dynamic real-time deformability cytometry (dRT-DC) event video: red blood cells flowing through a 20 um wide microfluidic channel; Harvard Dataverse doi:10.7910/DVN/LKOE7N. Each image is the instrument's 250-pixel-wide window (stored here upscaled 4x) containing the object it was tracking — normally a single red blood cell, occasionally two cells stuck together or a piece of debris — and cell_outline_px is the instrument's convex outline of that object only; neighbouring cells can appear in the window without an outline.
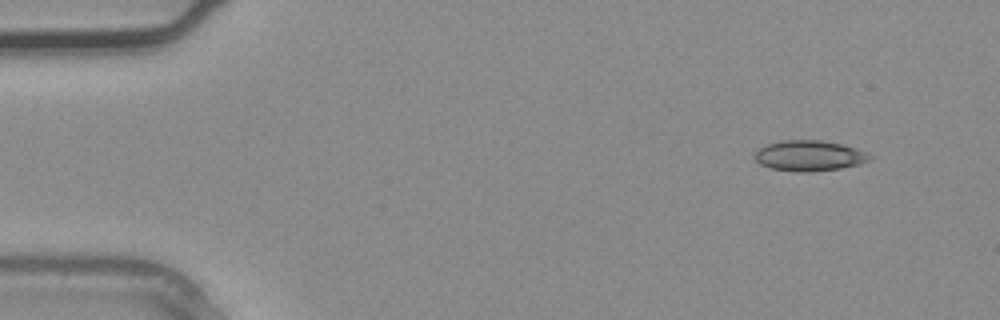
{"species": "common noctule bat (a hibernating species)", "species_latin": "Nyctalus noctula", "temperature_condition": "warm", "stored_images_in_passage": 3, "camera_frame_rate_fps": 3000, "um_per_image_px": 0.085, "animal": {"sex": "male", "body_mass_g": 20.4}, "frame": {"image": 1, "passage_image": 1, "time_ms": 0.0, "image_size_px": [1000, 320], "cell_outline_px": [[876, 156], [860, 164], [840, 168], [804, 172], [796, 172], [772, 168], [760, 164], [756, 160], [756, 152], [760, 148], [768, 144], [784, 140], [820, 140], [844, 144], [868, 152]], "centroid_in_image_um": [68.86, 13.23], "position_along_channel_um": 16.1, "area_um2": 20.4}}
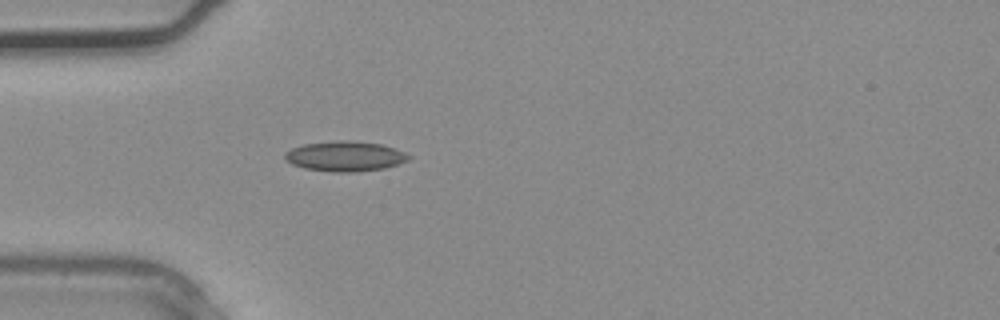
{"frame": {"image": 2, "passage_image": 3, "time_ms": 0.667, "image_size_px": [1000, 320], "cell_outline_px": [[412, 156], [408, 160], [384, 168], [356, 172], [332, 172], [304, 168], [292, 164], [284, 160], [284, 152], [292, 148], [304, 144], [340, 140], [348, 140], [380, 144], [404, 152]], "centroid_in_image_um": [29.29, 13.28], "position_along_channel_um": 55.7, "area_um2": 21.62}}